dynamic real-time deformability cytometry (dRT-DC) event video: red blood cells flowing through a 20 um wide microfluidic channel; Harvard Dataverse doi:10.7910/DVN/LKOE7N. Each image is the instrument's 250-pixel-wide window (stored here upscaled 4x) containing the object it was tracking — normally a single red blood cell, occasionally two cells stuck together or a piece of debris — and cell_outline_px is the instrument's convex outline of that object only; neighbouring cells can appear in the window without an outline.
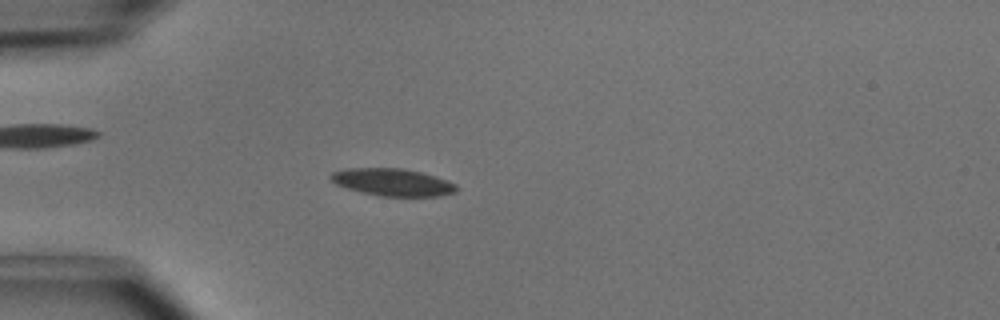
{"species": "common noctule bat (a hibernating species)", "species_latin": "Nyctalus noctula", "temperature_condition": "cold", "stored_images_in_passage": 50, "camera_frame_rate_fps": 3000, "um_per_image_px": 0.085, "animal": {"sex": "male", "body_mass_g": 15.6}, "frame": {"image": 1, "passage_image": 14, "time_ms": 4.333, "image_size_px": [1000, 320], "cell_outline_px": [[460, 188], [456, 192], [440, 196], [380, 196], [348, 188], [336, 184], [328, 176], [332, 172], [348, 168], [404, 168], [436, 176], [456, 184]], "centroid_in_image_um": [33.41, 15.48], "position_along_channel_um": 51.6, "area_um2": 20.0}}
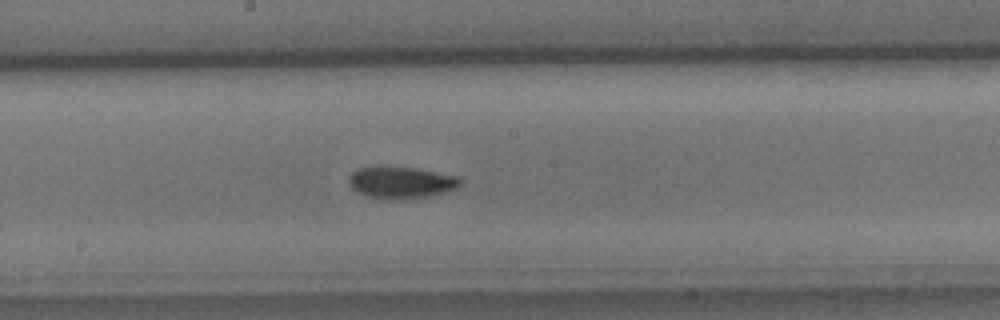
{"frame": {"image": 2, "passage_image": 27, "time_ms": 8.667, "image_size_px": [1000, 320], "cell_outline_px": [[460, 184], [456, 188], [444, 192], [428, 196], [392, 200], [368, 196], [352, 188], [348, 184], [348, 176], [356, 168], [380, 164], [416, 168], [456, 176], [460, 180]], "centroid_in_image_um": [34.0, 15.47], "position_along_channel_um": 214.2, "area_um2": 20.92}}
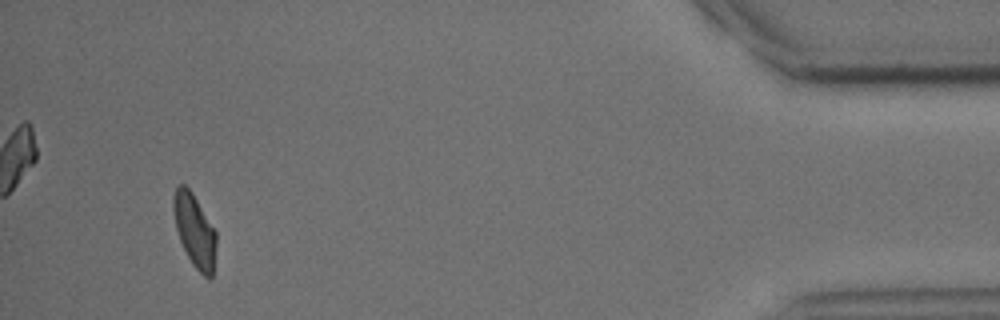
{"frame": {"image": 3, "passage_image": 47, "time_ms": 15.333, "image_size_px": [1000, 320], "cell_outline_px": [[216, 244], [212, 276], [208, 280], [192, 264], [180, 240], [176, 228], [172, 208], [172, 196], [176, 188], [180, 184], [184, 184], [192, 192], [216, 232]], "centroid_in_image_um": [16.52, 19.58], "position_along_channel_um": 418.7, "area_um2": 18.03}, "authors_computed_cell_mechanics": {"area_um2": 19.1607, "velocity_mm_per_s": 4.0486, "shape_relaxation_time_tau1_ms": 4.0314, "shape_relaxation_time_tau2_ms": 4.2933, "deformation_change_tau1": 0.1127, "deformation_change_tau2": 0.1007}}